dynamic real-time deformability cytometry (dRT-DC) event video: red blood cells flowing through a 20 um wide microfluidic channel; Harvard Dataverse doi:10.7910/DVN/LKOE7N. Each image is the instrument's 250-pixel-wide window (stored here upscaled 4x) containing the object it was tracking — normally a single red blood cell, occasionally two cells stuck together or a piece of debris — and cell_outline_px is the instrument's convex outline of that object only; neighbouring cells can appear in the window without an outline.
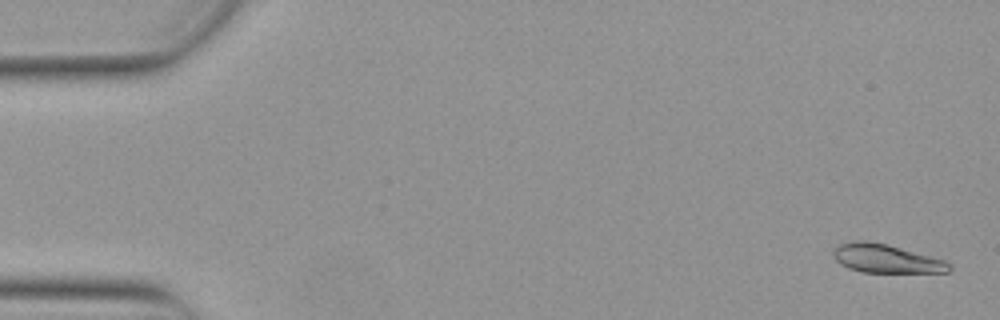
{"species": "Egyptian fruit bat (a non-hibernating species)", "species_latin": "Rousettus aegyptiacus", "temperature_condition": "warm", "stored_images_in_passage": 17, "camera_frame_rate_fps": 3000, "um_per_image_px": 0.085, "animal": {"sex": "female"}, "frame": {"image": 1, "passage_image": 2, "time_ms": 0.333, "image_size_px": [1000, 320], "cell_outline_px": [[952, 268], [948, 272], [864, 272], [848, 268], [840, 264], [832, 256], [832, 248], [840, 244], [852, 240], [868, 240], [888, 244], [944, 260], [952, 264]], "centroid_in_image_um": [75.27, 21.96], "position_along_channel_um": 9.7, "area_um2": 19.48}}
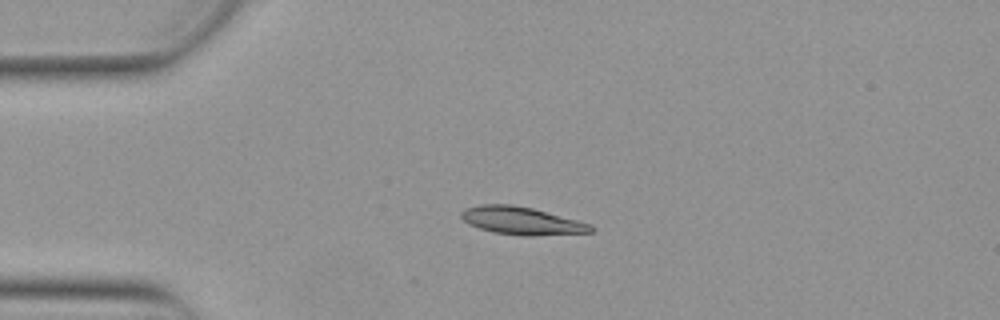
{"frame": {"image": 2, "passage_image": 13, "time_ms": 4.0, "image_size_px": [1000, 320], "cell_outline_px": [[596, 228], [592, 232], [532, 236], [524, 236], [492, 232], [468, 224], [460, 216], [460, 212], [464, 208], [480, 204], [512, 204], [532, 208], [592, 224]], "centroid_in_image_um": [44.33, 18.76], "position_along_channel_um": 40.7, "area_um2": 21.1}}